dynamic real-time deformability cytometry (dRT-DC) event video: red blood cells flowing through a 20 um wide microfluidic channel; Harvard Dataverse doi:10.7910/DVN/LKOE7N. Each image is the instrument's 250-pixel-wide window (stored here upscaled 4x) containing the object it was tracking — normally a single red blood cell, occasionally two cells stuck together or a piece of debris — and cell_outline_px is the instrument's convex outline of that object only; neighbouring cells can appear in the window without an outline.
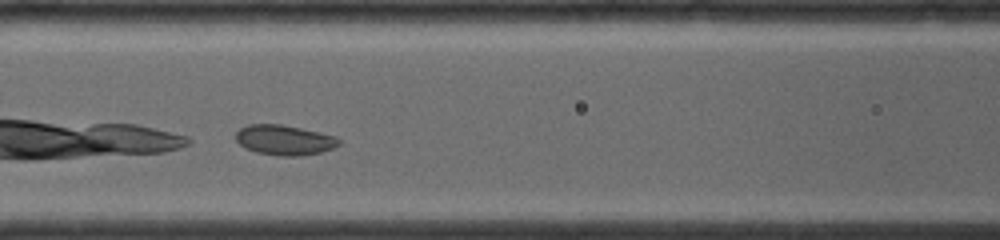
{"species": "common noctule bat (a hibernating species)", "species_latin": "Nyctalus noctula", "temperature_condition": "room temperature", "stored_images_in_passage": 7, "camera_frame_rate_fps": 4000, "um_per_image_px": 0.085, "animal": {"sex": "female", "body_mass_g": 19.0, "forearm_length_mm": 56.7}, "frame": {"image": 1, "passage_image": 6, "time_ms": 2.0, "image_size_px": [1000, 240], "cell_outline_px": [[344, 140], [340, 144], [332, 148], [320, 152], [300, 156], [280, 156], [256, 152], [244, 148], [236, 140], [236, 132], [240, 128], [248, 124], [280, 124], [320, 132], [336, 136]], "centroid_in_image_um": [24.19, 11.9], "position_along_channel_um": 142.4, "area_um2": 18.21}}